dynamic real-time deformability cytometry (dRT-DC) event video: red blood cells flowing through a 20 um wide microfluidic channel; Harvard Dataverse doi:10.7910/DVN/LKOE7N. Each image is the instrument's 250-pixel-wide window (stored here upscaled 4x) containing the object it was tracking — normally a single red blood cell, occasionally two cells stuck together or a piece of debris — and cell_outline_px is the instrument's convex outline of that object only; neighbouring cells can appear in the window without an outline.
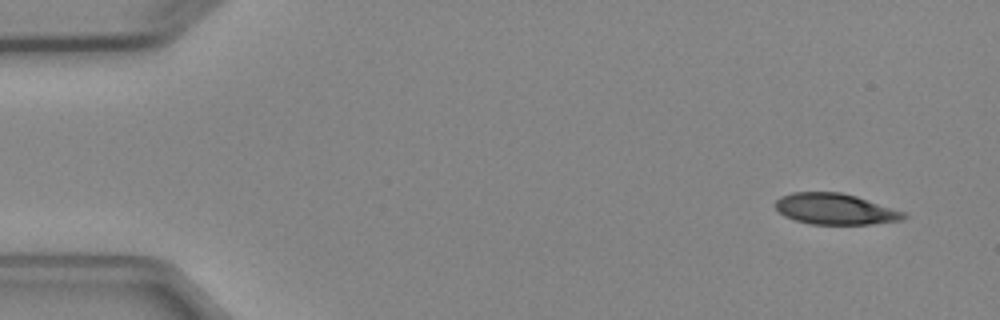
{"species": "Egyptian fruit bat (a non-hibernating species)", "species_latin": "Rousettus aegyptiacus", "temperature_condition": "cold", "stored_images_in_passage": 3, "camera_frame_rate_fps": 3000, "um_per_image_px": 0.085, "animal": {"sex": "female"}, "frame": {"image": 1, "passage_image": 1, "time_ms": 0.0, "image_size_px": [1000, 320], "cell_outline_px": [[908, 216], [904, 220], [872, 224], [808, 224], [784, 216], [776, 208], [776, 200], [780, 196], [792, 192], [840, 192], [856, 196], [904, 212]], "centroid_in_image_um": [70.99, 17.77], "position_along_channel_um": 14.0, "area_um2": 23.12}}
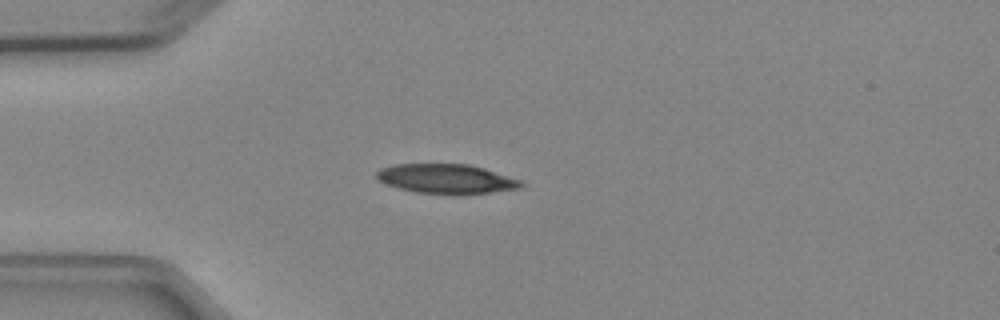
{"frame": {"image": 2, "passage_image": 3, "time_ms": 3.333, "image_size_px": [1000, 320], "cell_outline_px": [[524, 184], [520, 188], [460, 196], [452, 196], [416, 192], [400, 188], [388, 184], [380, 180], [376, 176], [376, 172], [380, 168], [392, 164], [468, 164], [484, 168], [520, 180]], "centroid_in_image_um": [37.94, 15.22], "position_along_channel_um": 47.1, "area_um2": 25.09}}